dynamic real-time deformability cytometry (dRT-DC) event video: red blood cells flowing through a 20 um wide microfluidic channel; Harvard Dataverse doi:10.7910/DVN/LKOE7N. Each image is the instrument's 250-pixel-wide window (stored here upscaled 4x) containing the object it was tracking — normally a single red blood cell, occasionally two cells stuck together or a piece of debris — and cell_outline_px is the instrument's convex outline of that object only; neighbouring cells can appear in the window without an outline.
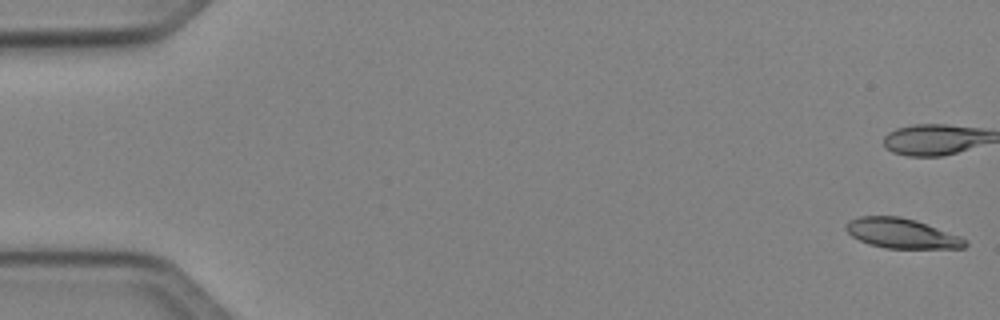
{"species": "Egyptian fruit bat (a non-hibernating species)", "species_latin": "Rousettus aegyptiacus", "temperature_condition": "cold", "stored_images_in_passage": 50, "camera_frame_rate_fps": 3000, "um_per_image_px": 0.085, "animal": {"sex": "female"}, "frame": {"image": 1, "passage_image": 1, "time_ms": 0.0, "image_size_px": [1000, 320], "cell_outline_px": [[968, 244], [964, 248], [884, 248], [868, 244], [852, 236], [844, 228], [844, 224], [848, 220], [860, 216], [900, 216], [916, 220], [960, 236], [968, 240]], "centroid_in_image_um": [76.63, 19.83], "position_along_channel_um": 8.4, "area_um2": 20.87}, "authors_computed_cell_mechanics": {"area_um2": 21.9351, "velocity_mm_per_s": 4.0669, "shape_relaxation_time_tau1_ms": 9.0454, "shape_relaxation_time_tau2_ms": 10.5519, "deformation_change_tau1": 0.1829, "deformation_change_tau2": 0.2009}}